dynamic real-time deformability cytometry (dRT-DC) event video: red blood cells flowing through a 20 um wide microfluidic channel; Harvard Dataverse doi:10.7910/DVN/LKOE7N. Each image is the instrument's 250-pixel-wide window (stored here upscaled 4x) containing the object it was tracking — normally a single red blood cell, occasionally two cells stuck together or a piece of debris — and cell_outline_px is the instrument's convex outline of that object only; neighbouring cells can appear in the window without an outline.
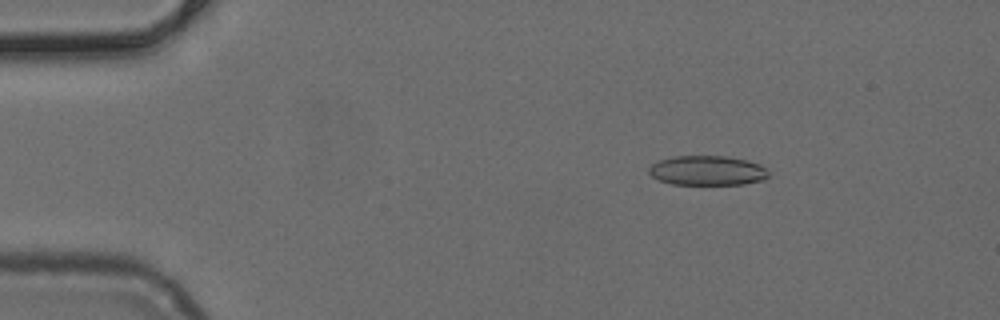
{"species": "common noctule bat (a hibernating species)", "species_latin": "Nyctalus noctula", "temperature_condition": "cold", "stored_images_in_passage": 50, "camera_frame_rate_fps": 3000, "um_per_image_px": 0.085, "animal": {"sex": "female", "body_mass_g": 24.6, "forearm_length_mm": 56.2}, "frame": {"image": 1, "passage_image": 8, "time_ms": 2.333, "image_size_px": [1000, 320], "cell_outline_px": [[768, 176], [764, 180], [744, 184], [672, 184], [660, 180], [652, 176], [648, 172], [648, 168], [656, 160], [672, 156], [724, 156], [748, 160], [760, 164], [768, 172]], "centroid_in_image_um": [60.1, 14.49], "position_along_channel_um": 24.9, "area_um2": 20.75}}
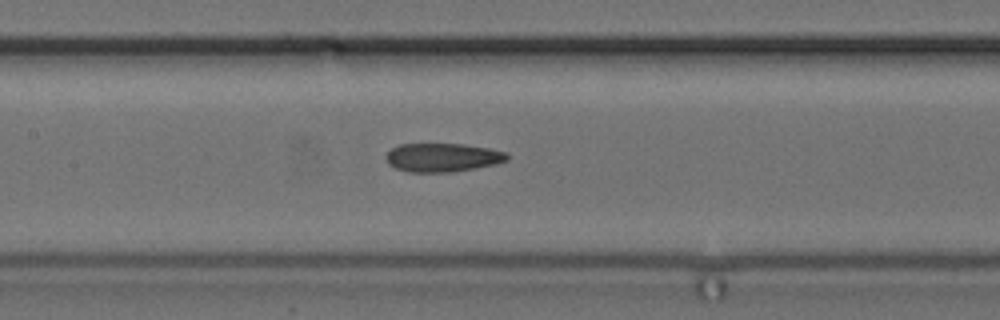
{"frame": {"image": 2, "passage_image": 24, "time_ms": 7.667, "image_size_px": [1000, 320], "cell_outline_px": [[508, 160], [496, 164], [476, 168], [452, 172], [408, 172], [396, 168], [388, 164], [384, 156], [392, 148], [400, 144], [464, 144], [488, 148], [508, 152]], "centroid_in_image_um": [37.62, 13.39], "position_along_channel_um": 169.8, "area_um2": 20.35}}
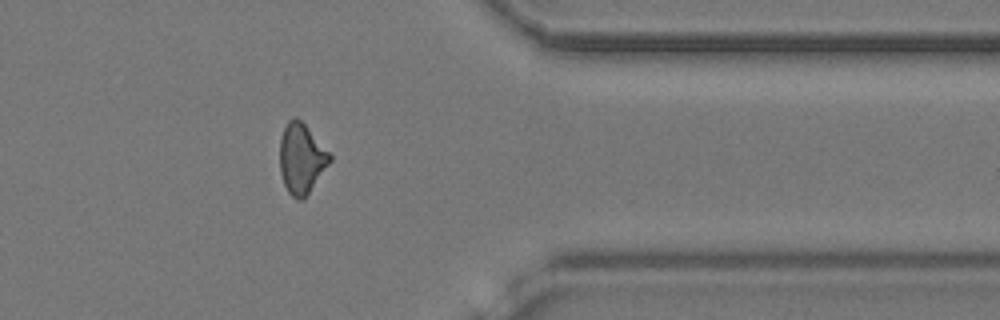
{"frame": {"image": 3, "passage_image": 41, "time_ms": 13.333, "image_size_px": [1000, 320], "cell_outline_px": [[332, 160], [304, 200], [296, 200], [288, 192], [284, 184], [280, 172], [280, 136], [288, 120], [292, 116], [296, 116], [304, 124], [332, 156]], "centroid_in_image_um": [25.61, 13.5], "position_along_channel_um": 385.8, "area_um2": 20.46}}